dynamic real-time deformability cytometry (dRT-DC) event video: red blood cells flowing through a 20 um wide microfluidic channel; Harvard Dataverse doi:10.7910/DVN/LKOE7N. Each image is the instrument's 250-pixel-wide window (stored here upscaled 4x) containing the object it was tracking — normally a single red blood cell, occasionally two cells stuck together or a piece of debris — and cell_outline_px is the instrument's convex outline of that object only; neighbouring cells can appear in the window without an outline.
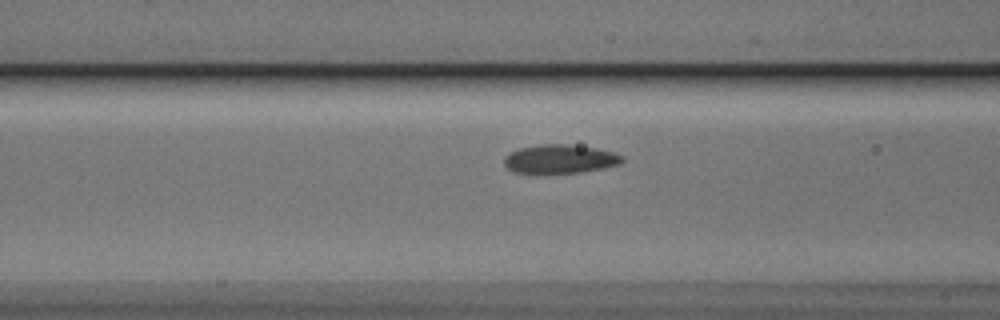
{"species": "Egyptian fruit bat (a non-hibernating species)", "species_latin": "Rousettus aegyptiacus", "temperature_condition": "cold", "stored_images_in_passage": 39, "camera_frame_rate_fps": 3000, "um_per_image_px": 0.085, "animal": {"sex": "male"}, "frame": {"image": 1, "passage_image": 11, "time_ms": 3.333, "image_size_px": [1000, 320], "cell_outline_px": [[624, 160], [620, 164], [604, 168], [580, 172], [516, 172], [508, 168], [504, 164], [504, 156], [508, 152], [520, 148], [540, 144], [568, 144], [596, 148], [616, 152], [624, 156]], "centroid_in_image_um": [47.64, 13.49], "position_along_channel_um": 119.0, "area_um2": 19.71}}
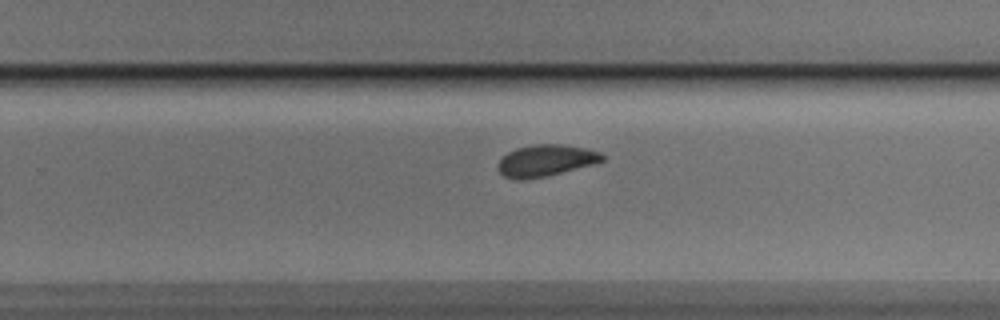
{"frame": {"image": 2, "passage_image": 24, "time_ms": 7.667, "image_size_px": [1000, 320], "cell_outline_px": [[604, 160], [592, 164], [544, 176], [524, 180], [516, 180], [504, 176], [496, 168], [496, 164], [508, 152], [516, 148], [532, 144], [560, 144], [584, 148], [600, 152], [604, 156]], "centroid_in_image_um": [46.33, 13.64], "position_along_channel_um": 283.5, "area_um2": 19.02}}
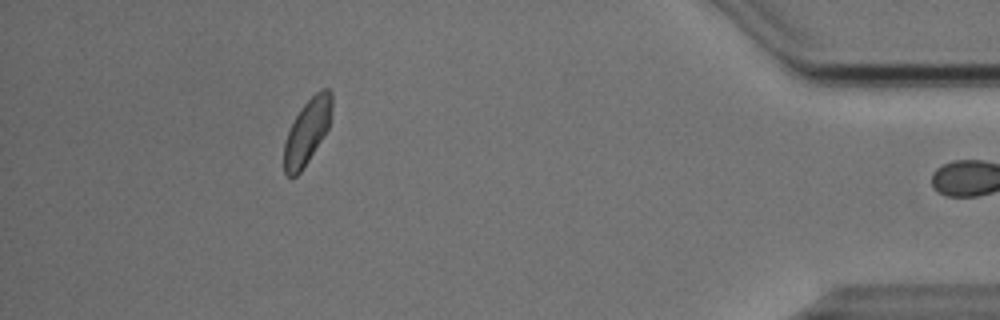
{"frame": {"image": 3, "passage_image": 38, "time_ms": 12.333, "image_size_px": [1000, 320], "cell_outline_px": [[332, 108], [328, 128], [308, 160], [300, 172], [296, 176], [288, 176], [284, 172], [284, 144], [288, 132], [300, 108], [316, 92], [324, 88], [328, 88], [332, 92]], "centroid_in_image_um": [26.11, 11.16], "position_along_channel_um": 409.1, "area_um2": 17.74}, "authors_computed_cell_mechanics": {"area_um2": 19.5364, "velocity_mm_per_s": 3.8, "shape_relaxation_time_tau1_ms": 2.6951, "shape_relaxation_time_tau2_ms": 1.9132, "deformation_change_tau1": 0.0837, "deformation_change_tau2": 0.0549}}